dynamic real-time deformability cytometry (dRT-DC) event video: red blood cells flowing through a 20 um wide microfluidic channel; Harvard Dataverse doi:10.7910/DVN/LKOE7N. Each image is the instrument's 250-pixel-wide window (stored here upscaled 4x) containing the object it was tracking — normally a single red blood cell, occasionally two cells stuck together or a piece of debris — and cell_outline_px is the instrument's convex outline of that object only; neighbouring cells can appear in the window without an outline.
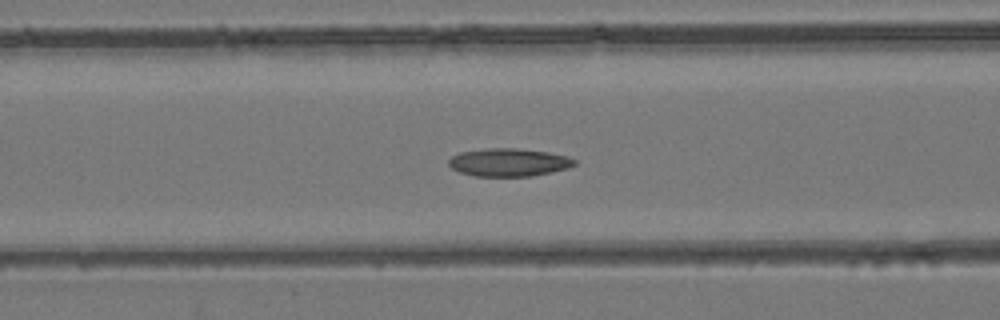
{"species": "common noctule bat (a hibernating species)", "species_latin": "Nyctalus noctula", "temperature_condition": "room temperature", "stored_images_in_passage": 53, "camera_frame_rate_fps": 3000, "um_per_image_px": 0.085, "animal": {"sex": "female", "body_mass_g": 24.6, "forearm_length_mm": 56.2}, "frame": {"image": 1, "passage_image": 22, "time_ms": 7.0, "image_size_px": [1000, 320], "cell_outline_px": [[576, 164], [568, 168], [532, 176], [476, 176], [460, 172], [452, 168], [448, 164], [448, 160], [452, 156], [460, 152], [488, 148], [516, 148], [548, 152], [568, 156], [576, 160]], "centroid_in_image_um": [43.25, 13.79], "position_along_channel_um": 123.3, "area_um2": 20.46}}
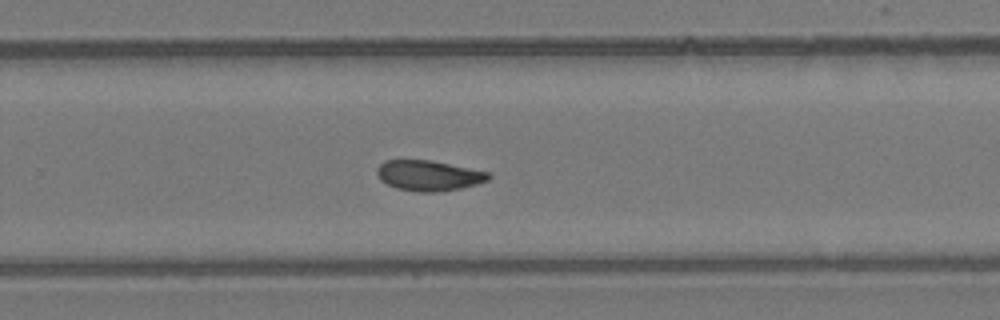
{"frame": {"image": 2, "passage_image": 35, "time_ms": 11.333, "image_size_px": [1000, 320], "cell_outline_px": [[492, 176], [488, 180], [476, 184], [460, 188], [436, 192], [420, 192], [396, 188], [380, 180], [376, 172], [376, 168], [384, 160], [428, 160], [488, 172]], "centroid_in_image_um": [36.4, 14.92], "position_along_channel_um": 293.4, "area_um2": 19.54}}
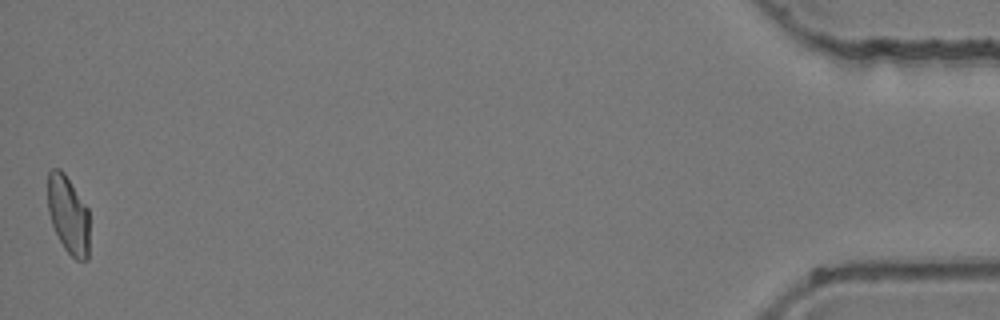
{"frame": {"image": 3, "passage_image": 53, "time_ms": 17.333, "image_size_px": [1000, 320], "cell_outline_px": [[88, 260], [76, 260], [64, 248], [52, 224], [48, 212], [48, 172], [52, 168], [60, 168], [64, 172], [88, 208]], "centroid_in_image_um": [5.79, 18.23], "position_along_channel_um": 429.4, "area_um2": 18.84}, "authors_computed_cell_mechanics": {"area_um2": 19.941, "velocity_mm_per_s": 3.9318, "shape_relaxation_time_tau1_ms": 7.2976, "shape_relaxation_time_tau2_ms": 4.3903, "deformation_change_tau1": 0.1759, "deformation_change_tau2": 0.1024}}